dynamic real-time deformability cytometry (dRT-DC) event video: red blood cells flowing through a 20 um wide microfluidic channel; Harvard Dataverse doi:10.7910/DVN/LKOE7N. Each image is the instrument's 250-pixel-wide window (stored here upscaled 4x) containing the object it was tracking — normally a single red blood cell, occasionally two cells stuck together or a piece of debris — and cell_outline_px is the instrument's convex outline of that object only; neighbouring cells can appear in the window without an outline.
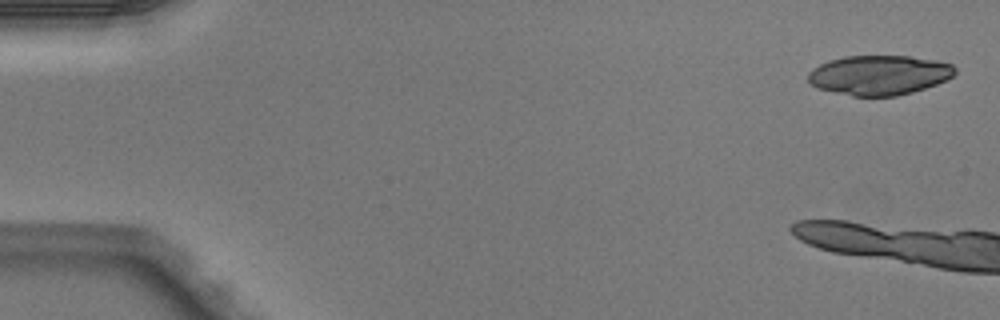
{"species": "Egyptian fruit bat (a non-hibernating species)", "species_latin": "Rousettus aegyptiacus", "temperature_condition": "warm", "stored_images_in_passage": 4, "camera_frame_rate_fps": 3000, "um_per_image_px": 0.085, "animal": {"sex": "male"}, "frame": {"image": 1, "passage_image": 1, "time_ms": 0.0, "image_size_px": [1000, 320], "cell_outline_px": [[956, 72], [948, 80], [912, 92], [896, 96], [852, 96], [816, 88], [808, 80], [808, 72], [812, 68], [828, 60], [844, 56], [908, 56], [936, 60], [952, 64], [956, 68]], "centroid_in_image_um": [74.72, 6.38], "position_along_channel_um": 10.3, "area_um2": 34.1}}